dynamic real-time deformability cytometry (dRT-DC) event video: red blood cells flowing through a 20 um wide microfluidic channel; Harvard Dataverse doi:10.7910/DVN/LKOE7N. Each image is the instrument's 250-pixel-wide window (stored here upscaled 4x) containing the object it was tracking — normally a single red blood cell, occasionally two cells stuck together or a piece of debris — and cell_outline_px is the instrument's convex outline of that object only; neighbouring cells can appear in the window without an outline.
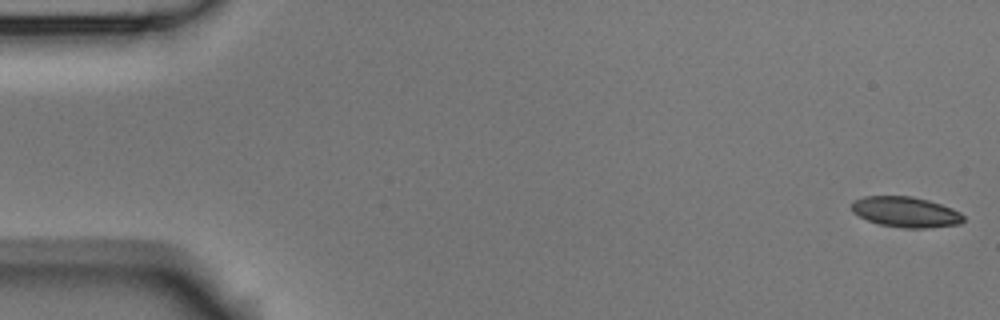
{"species": "Egyptian fruit bat (a non-hibernating species)", "species_latin": "Rousettus aegyptiacus", "temperature_condition": "room temperature", "stored_images_in_passage": 6, "segment_of_instrument_passage": [1, 2], "camera_frame_rate_fps": 3000, "um_per_image_px": 0.085, "animal": {"sex": "male"}, "frame": {"image": 1, "passage_image": 1, "time_ms": 0.0, "image_size_px": [1000, 320], "cell_outline_px": [[964, 220], [960, 224], [928, 228], [904, 228], [880, 224], [868, 220], [852, 212], [852, 200], [864, 196], [912, 196], [928, 200], [952, 208], [960, 212], [964, 216]], "centroid_in_image_um": [76.99, 18.01], "position_along_channel_um": 8.0, "area_um2": 19.88}}